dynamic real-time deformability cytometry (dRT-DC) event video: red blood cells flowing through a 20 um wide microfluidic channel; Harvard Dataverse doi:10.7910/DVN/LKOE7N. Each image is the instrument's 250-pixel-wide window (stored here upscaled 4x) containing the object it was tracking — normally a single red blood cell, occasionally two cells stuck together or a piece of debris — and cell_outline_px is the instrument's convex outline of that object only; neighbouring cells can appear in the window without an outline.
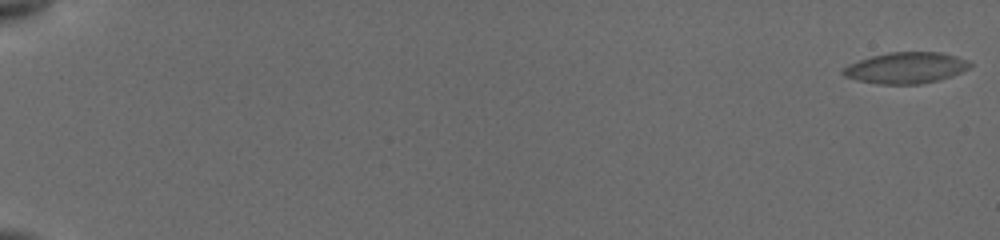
{"species": "common noctule bat (a hibernating species)", "species_latin": "Nyctalus noctula", "temperature_condition": "cold", "stored_images_in_passage": 8, "camera_frame_rate_fps": 3000, "um_per_image_px": 0.085, "animal": {"sex": "female", "body_mass_g": 19.5, "forearm_length_mm": 54.1}, "frame": {"image": 1, "passage_image": 1, "time_ms": 0.0, "image_size_px": [1000, 240], "cell_outline_px": [[972, 64], [968, 68], [960, 72], [936, 80], [920, 84], [884, 84], [860, 80], [844, 76], [840, 72], [844, 68], [860, 60], [872, 56], [888, 52], [940, 52], [956, 56]], "centroid_in_image_um": [76.99, 5.76], "position_along_channel_um": 8.0, "area_um2": 22.43}}